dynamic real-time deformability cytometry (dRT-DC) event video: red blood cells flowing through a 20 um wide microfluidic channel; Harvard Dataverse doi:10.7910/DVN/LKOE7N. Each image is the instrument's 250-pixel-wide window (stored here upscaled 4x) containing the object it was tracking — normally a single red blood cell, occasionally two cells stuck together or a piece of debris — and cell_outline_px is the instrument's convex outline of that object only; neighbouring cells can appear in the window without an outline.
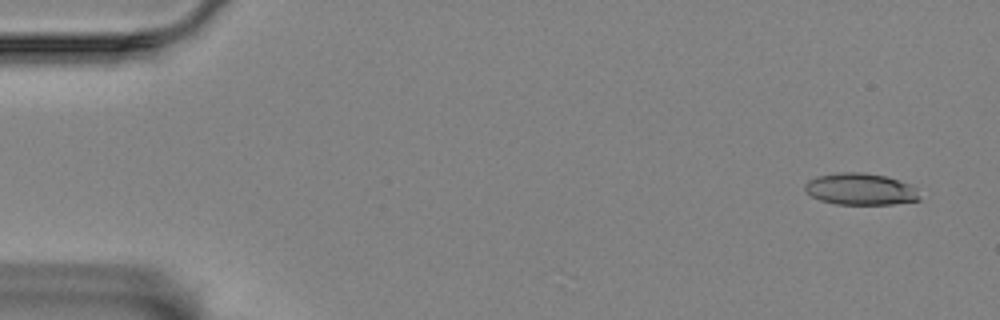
{"species": "Egyptian fruit bat (a non-hibernating species)", "species_latin": "Rousettus aegyptiacus", "temperature_condition": "room temperature", "stored_images_in_passage": 57, "camera_frame_rate_fps": 3000, "um_per_image_px": 0.085, "animal": {"sex": "female"}, "frame": {"image": 1, "passage_image": 3, "time_ms": 0.667, "image_size_px": [1000, 320], "cell_outline_px": [[920, 200], [892, 204], [836, 204], [820, 200], [812, 196], [804, 188], [804, 184], [808, 180], [816, 176], [836, 172], [864, 172], [884, 176], [912, 184], [916, 188], [920, 196]], "centroid_in_image_um": [73.14, 16.07], "position_along_channel_um": 11.9, "area_um2": 21.33}}
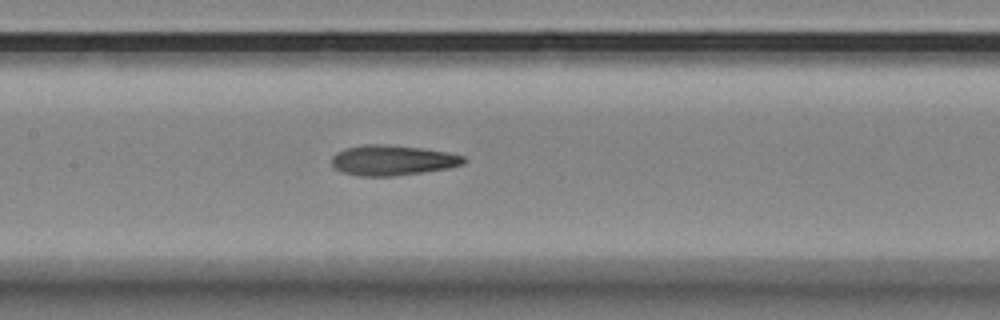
{"frame": {"image": 2, "passage_image": 27, "time_ms": 8.667, "image_size_px": [1000, 320], "cell_outline_px": [[468, 160], [464, 164], [448, 168], [424, 172], [392, 176], [360, 176], [344, 172], [336, 168], [332, 164], [332, 156], [336, 152], [344, 148], [364, 144], [388, 144], [424, 148], [448, 152], [464, 156]], "centroid_in_image_um": [33.39, 13.61], "position_along_channel_um": 174.0, "area_um2": 23.47}}
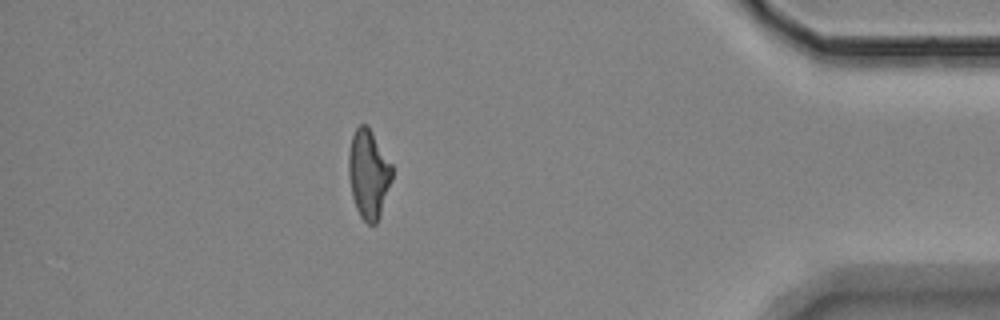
{"frame": {"image": 3, "passage_image": 50, "time_ms": 16.333, "image_size_px": [1000, 320], "cell_outline_px": [[392, 180], [380, 216], [376, 224], [368, 224], [360, 216], [356, 208], [352, 196], [348, 172], [348, 152], [352, 136], [356, 128], [360, 124], [368, 124], [392, 164]], "centroid_in_image_um": [31.33, 14.77], "position_along_channel_um": 403.9, "area_um2": 22.72}, "authors_computed_cell_mechanics": {"area_um2": 22.831, "velocity_mm_per_s": 3.538, "shape_relaxation_time_tau1_ms": 8.5597, "shape_relaxation_time_tau2_ms": 2.1381, "deformation_change_tau1": 0.2016, "deformation_change_tau2": 0.116}}